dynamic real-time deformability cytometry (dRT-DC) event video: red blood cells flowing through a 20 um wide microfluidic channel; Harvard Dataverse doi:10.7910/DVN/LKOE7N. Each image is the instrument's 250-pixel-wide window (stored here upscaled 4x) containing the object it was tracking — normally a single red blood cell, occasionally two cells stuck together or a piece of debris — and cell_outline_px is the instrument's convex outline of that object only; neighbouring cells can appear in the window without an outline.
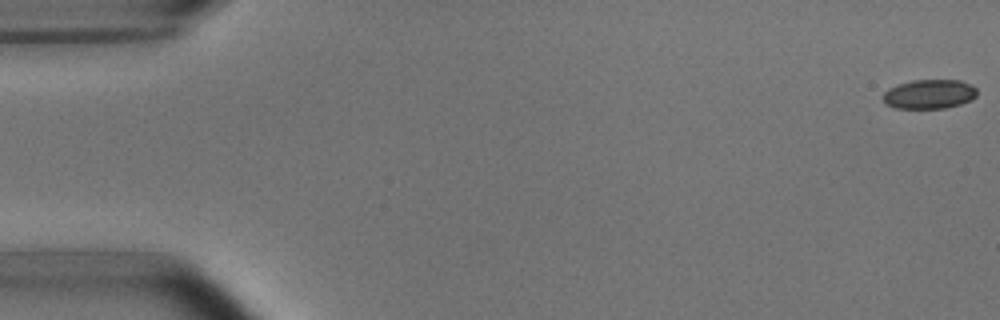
{"species": "common noctule bat (a hibernating species)", "species_latin": "Nyctalus noctula", "temperature_condition": "room temperature", "stored_images_in_passage": 6, "segment_of_instrument_passage": [2, 2], "camera_frame_rate_fps": 3000, "um_per_image_px": 0.085, "animal": {"sex": "male", "body_mass_g": 15.6}, "frame": {"image": 1, "passage_image": 6, "time_ms": 6.667, "image_size_px": [1000, 320], "cell_outline_px": [[976, 96], [972, 100], [960, 104], [944, 108], [896, 108], [884, 104], [880, 96], [888, 88], [912, 80], [960, 80], [972, 84], [976, 88]], "centroid_in_image_um": [78.96, 8.0], "position_along_channel_um": 6.0, "area_um2": 16.24}}